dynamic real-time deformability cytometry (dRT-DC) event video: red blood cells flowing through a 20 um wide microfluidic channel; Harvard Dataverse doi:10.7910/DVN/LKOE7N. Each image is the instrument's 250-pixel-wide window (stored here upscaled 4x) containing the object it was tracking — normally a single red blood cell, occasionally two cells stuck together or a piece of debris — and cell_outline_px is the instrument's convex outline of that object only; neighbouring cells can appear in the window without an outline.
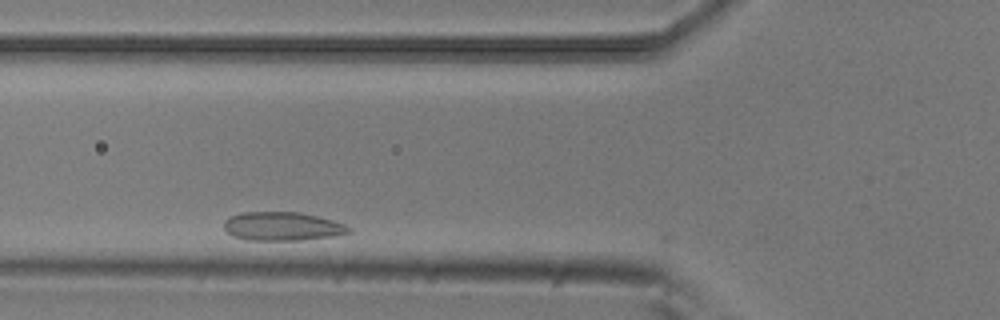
{"species": "common noctule bat (a hibernating species)", "species_latin": "Nyctalus noctula", "temperature_condition": "room temperature", "stored_images_in_passage": 33, "camera_frame_rate_fps": 3000, "um_per_image_px": 0.085, "animal": {"sex": "male", "body_mass_g": 20.5, "forearm_length_mm": 52.5}, "frame": {"image": 1, "passage_image": 4, "time_ms": 1.0, "image_size_px": [1000, 320], "cell_outline_px": [[352, 232], [336, 236], [300, 240], [244, 240], [232, 236], [224, 228], [224, 220], [228, 216], [240, 212], [300, 212], [332, 220], [344, 224], [352, 228]], "centroid_in_image_um": [23.98, 19.24], "position_along_channel_um": 101.8, "area_um2": 21.1}}
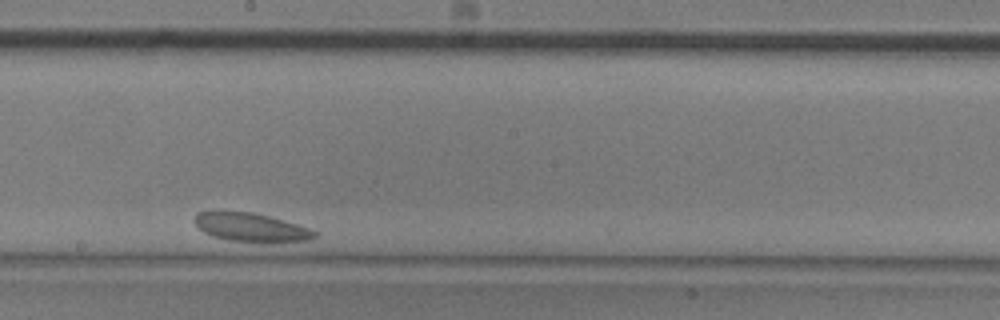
{"frame": {"image": 2, "passage_image": 17, "time_ms": 5.333, "image_size_px": [1000, 320], "cell_outline_px": [[320, 236], [312, 240], [272, 244], [260, 244], [228, 240], [212, 236], [204, 232], [192, 220], [196, 212], [216, 208], [252, 212], [284, 220], [320, 232]], "centroid_in_image_um": [21.34, 19.32], "position_along_channel_um": 226.9, "area_um2": 21.5}}
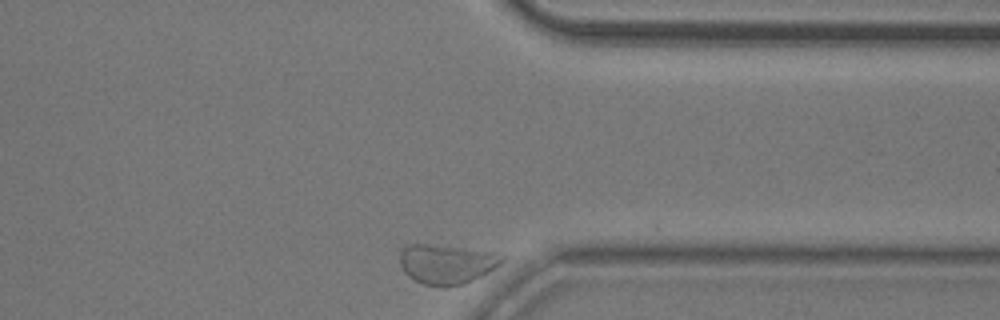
{"frame": {"image": 3, "passage_image": 33, "time_ms": 10.667, "image_size_px": [1000, 320], "cell_outline_px": [[504, 260], [500, 264], [488, 272], [464, 284], [444, 288], [440, 288], [424, 284], [408, 276], [404, 272], [400, 264], [400, 252], [408, 244], [428, 244], [504, 252]], "centroid_in_image_um": [38.0, 22.44], "position_along_channel_um": 373.4, "area_um2": 23.99}}